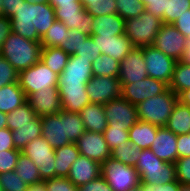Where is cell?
Instances as JSON below:
<instances>
[{
    "label": "cell",
    "instance_id": "6da1fadb",
    "mask_svg": "<svg viewBox=\"0 0 190 191\" xmlns=\"http://www.w3.org/2000/svg\"><path fill=\"white\" fill-rule=\"evenodd\" d=\"M41 49V42H34L11 32L3 42L0 55L19 73L40 61Z\"/></svg>",
    "mask_w": 190,
    "mask_h": 191
},
{
    "label": "cell",
    "instance_id": "7a4b0ae2",
    "mask_svg": "<svg viewBox=\"0 0 190 191\" xmlns=\"http://www.w3.org/2000/svg\"><path fill=\"white\" fill-rule=\"evenodd\" d=\"M135 169L141 184L158 186L176 180L175 163L164 162L151 149L141 150Z\"/></svg>",
    "mask_w": 190,
    "mask_h": 191
},
{
    "label": "cell",
    "instance_id": "3957f363",
    "mask_svg": "<svg viewBox=\"0 0 190 191\" xmlns=\"http://www.w3.org/2000/svg\"><path fill=\"white\" fill-rule=\"evenodd\" d=\"M178 102V96L170 89L140 102L137 107L138 119L157 127H165Z\"/></svg>",
    "mask_w": 190,
    "mask_h": 191
},
{
    "label": "cell",
    "instance_id": "277c9868",
    "mask_svg": "<svg viewBox=\"0 0 190 191\" xmlns=\"http://www.w3.org/2000/svg\"><path fill=\"white\" fill-rule=\"evenodd\" d=\"M162 21L146 10L138 17L125 20V34L134 47L152 46Z\"/></svg>",
    "mask_w": 190,
    "mask_h": 191
},
{
    "label": "cell",
    "instance_id": "5b68a950",
    "mask_svg": "<svg viewBox=\"0 0 190 191\" xmlns=\"http://www.w3.org/2000/svg\"><path fill=\"white\" fill-rule=\"evenodd\" d=\"M101 175L114 191H129L140 183L134 166L123 164L112 157L101 164Z\"/></svg>",
    "mask_w": 190,
    "mask_h": 191
},
{
    "label": "cell",
    "instance_id": "8992f818",
    "mask_svg": "<svg viewBox=\"0 0 190 191\" xmlns=\"http://www.w3.org/2000/svg\"><path fill=\"white\" fill-rule=\"evenodd\" d=\"M59 74L51 71L41 61L18 73V83L26 97L34 92L58 87Z\"/></svg>",
    "mask_w": 190,
    "mask_h": 191
},
{
    "label": "cell",
    "instance_id": "52a82bcc",
    "mask_svg": "<svg viewBox=\"0 0 190 191\" xmlns=\"http://www.w3.org/2000/svg\"><path fill=\"white\" fill-rule=\"evenodd\" d=\"M21 152L36 164L43 181L56 177L55 150L42 136L29 142Z\"/></svg>",
    "mask_w": 190,
    "mask_h": 191
},
{
    "label": "cell",
    "instance_id": "ba28073f",
    "mask_svg": "<svg viewBox=\"0 0 190 191\" xmlns=\"http://www.w3.org/2000/svg\"><path fill=\"white\" fill-rule=\"evenodd\" d=\"M54 11L56 20L61 21L69 30L77 29L84 35L92 36L94 17L85 10L82 4L58 5Z\"/></svg>",
    "mask_w": 190,
    "mask_h": 191
},
{
    "label": "cell",
    "instance_id": "9c48e42d",
    "mask_svg": "<svg viewBox=\"0 0 190 191\" xmlns=\"http://www.w3.org/2000/svg\"><path fill=\"white\" fill-rule=\"evenodd\" d=\"M141 48L143 49V57L146 63L148 77L158 79L169 85L177 61L166 56L153 46H145Z\"/></svg>",
    "mask_w": 190,
    "mask_h": 191
},
{
    "label": "cell",
    "instance_id": "30bf717a",
    "mask_svg": "<svg viewBox=\"0 0 190 191\" xmlns=\"http://www.w3.org/2000/svg\"><path fill=\"white\" fill-rule=\"evenodd\" d=\"M107 127H118L129 130L139 119L136 105L122 96L103 105Z\"/></svg>",
    "mask_w": 190,
    "mask_h": 191
},
{
    "label": "cell",
    "instance_id": "8fae6325",
    "mask_svg": "<svg viewBox=\"0 0 190 191\" xmlns=\"http://www.w3.org/2000/svg\"><path fill=\"white\" fill-rule=\"evenodd\" d=\"M121 96L133 105H138L147 98L159 95L169 89V85L158 79L147 77L141 81L121 84Z\"/></svg>",
    "mask_w": 190,
    "mask_h": 191
},
{
    "label": "cell",
    "instance_id": "7c38bea8",
    "mask_svg": "<svg viewBox=\"0 0 190 191\" xmlns=\"http://www.w3.org/2000/svg\"><path fill=\"white\" fill-rule=\"evenodd\" d=\"M86 91L91 103L106 104L121 97V83L118 78L92 76L86 85Z\"/></svg>",
    "mask_w": 190,
    "mask_h": 191
},
{
    "label": "cell",
    "instance_id": "4fadbf2b",
    "mask_svg": "<svg viewBox=\"0 0 190 191\" xmlns=\"http://www.w3.org/2000/svg\"><path fill=\"white\" fill-rule=\"evenodd\" d=\"M185 39L174 25L162 24L152 46L179 61L185 48Z\"/></svg>",
    "mask_w": 190,
    "mask_h": 191
},
{
    "label": "cell",
    "instance_id": "5bb4252c",
    "mask_svg": "<svg viewBox=\"0 0 190 191\" xmlns=\"http://www.w3.org/2000/svg\"><path fill=\"white\" fill-rule=\"evenodd\" d=\"M42 137L46 139L53 149L71 143L67 138L66 111L61 110L56 114L41 117Z\"/></svg>",
    "mask_w": 190,
    "mask_h": 191
},
{
    "label": "cell",
    "instance_id": "9a60e30c",
    "mask_svg": "<svg viewBox=\"0 0 190 191\" xmlns=\"http://www.w3.org/2000/svg\"><path fill=\"white\" fill-rule=\"evenodd\" d=\"M80 155L103 164L111 157V150L104 139L103 133L85 131L76 141Z\"/></svg>",
    "mask_w": 190,
    "mask_h": 191
},
{
    "label": "cell",
    "instance_id": "2e32d148",
    "mask_svg": "<svg viewBox=\"0 0 190 191\" xmlns=\"http://www.w3.org/2000/svg\"><path fill=\"white\" fill-rule=\"evenodd\" d=\"M147 77L143 49L135 47L120 62L118 79L121 84H129L141 81Z\"/></svg>",
    "mask_w": 190,
    "mask_h": 191
},
{
    "label": "cell",
    "instance_id": "e0dca14e",
    "mask_svg": "<svg viewBox=\"0 0 190 191\" xmlns=\"http://www.w3.org/2000/svg\"><path fill=\"white\" fill-rule=\"evenodd\" d=\"M93 61V59L79 58L75 54L70 55L66 67L59 75L58 85L87 84L93 76Z\"/></svg>",
    "mask_w": 190,
    "mask_h": 191
},
{
    "label": "cell",
    "instance_id": "ac0fdd59",
    "mask_svg": "<svg viewBox=\"0 0 190 191\" xmlns=\"http://www.w3.org/2000/svg\"><path fill=\"white\" fill-rule=\"evenodd\" d=\"M26 98L28 104L38 117L56 114L62 110L58 87H48L46 90L42 89L29 94Z\"/></svg>",
    "mask_w": 190,
    "mask_h": 191
},
{
    "label": "cell",
    "instance_id": "d6986e66",
    "mask_svg": "<svg viewBox=\"0 0 190 191\" xmlns=\"http://www.w3.org/2000/svg\"><path fill=\"white\" fill-rule=\"evenodd\" d=\"M101 54H106L121 62L135 47L126 34L113 36H91Z\"/></svg>",
    "mask_w": 190,
    "mask_h": 191
},
{
    "label": "cell",
    "instance_id": "ffe728a7",
    "mask_svg": "<svg viewBox=\"0 0 190 191\" xmlns=\"http://www.w3.org/2000/svg\"><path fill=\"white\" fill-rule=\"evenodd\" d=\"M86 85L87 84L58 85L62 110L79 113L90 103Z\"/></svg>",
    "mask_w": 190,
    "mask_h": 191
},
{
    "label": "cell",
    "instance_id": "44dd1931",
    "mask_svg": "<svg viewBox=\"0 0 190 191\" xmlns=\"http://www.w3.org/2000/svg\"><path fill=\"white\" fill-rule=\"evenodd\" d=\"M176 142L177 135L166 127H159L150 149L164 162L175 163L178 159Z\"/></svg>",
    "mask_w": 190,
    "mask_h": 191
},
{
    "label": "cell",
    "instance_id": "7402d4cb",
    "mask_svg": "<svg viewBox=\"0 0 190 191\" xmlns=\"http://www.w3.org/2000/svg\"><path fill=\"white\" fill-rule=\"evenodd\" d=\"M101 175V164L86 156L80 155L71 165L67 178L76 186H81Z\"/></svg>",
    "mask_w": 190,
    "mask_h": 191
},
{
    "label": "cell",
    "instance_id": "603a6c76",
    "mask_svg": "<svg viewBox=\"0 0 190 191\" xmlns=\"http://www.w3.org/2000/svg\"><path fill=\"white\" fill-rule=\"evenodd\" d=\"M10 20L13 33L34 42L41 41L33 22H31L30 3L24 2V4L17 10V13L11 17Z\"/></svg>",
    "mask_w": 190,
    "mask_h": 191
},
{
    "label": "cell",
    "instance_id": "cb8c5ba5",
    "mask_svg": "<svg viewBox=\"0 0 190 191\" xmlns=\"http://www.w3.org/2000/svg\"><path fill=\"white\" fill-rule=\"evenodd\" d=\"M92 36H113L125 34V20L117 13L97 16L93 19Z\"/></svg>",
    "mask_w": 190,
    "mask_h": 191
},
{
    "label": "cell",
    "instance_id": "d4e9b609",
    "mask_svg": "<svg viewBox=\"0 0 190 191\" xmlns=\"http://www.w3.org/2000/svg\"><path fill=\"white\" fill-rule=\"evenodd\" d=\"M86 131L103 133L108 126L105 117L104 106L97 103H89L80 112Z\"/></svg>",
    "mask_w": 190,
    "mask_h": 191
},
{
    "label": "cell",
    "instance_id": "484cf974",
    "mask_svg": "<svg viewBox=\"0 0 190 191\" xmlns=\"http://www.w3.org/2000/svg\"><path fill=\"white\" fill-rule=\"evenodd\" d=\"M55 21V11L49 3L31 4V22H33L41 39Z\"/></svg>",
    "mask_w": 190,
    "mask_h": 191
},
{
    "label": "cell",
    "instance_id": "4316f807",
    "mask_svg": "<svg viewBox=\"0 0 190 191\" xmlns=\"http://www.w3.org/2000/svg\"><path fill=\"white\" fill-rule=\"evenodd\" d=\"M159 127L138 120L128 131L129 140L141 150L150 149Z\"/></svg>",
    "mask_w": 190,
    "mask_h": 191
},
{
    "label": "cell",
    "instance_id": "83f0119b",
    "mask_svg": "<svg viewBox=\"0 0 190 191\" xmlns=\"http://www.w3.org/2000/svg\"><path fill=\"white\" fill-rule=\"evenodd\" d=\"M80 152L76 143H69L60 148L55 149V172L56 177H67L69 175L71 165L78 159Z\"/></svg>",
    "mask_w": 190,
    "mask_h": 191
},
{
    "label": "cell",
    "instance_id": "f1b7e54d",
    "mask_svg": "<svg viewBox=\"0 0 190 191\" xmlns=\"http://www.w3.org/2000/svg\"><path fill=\"white\" fill-rule=\"evenodd\" d=\"M26 95L20 88L19 83H11L0 88V111L3 113H10L15 110L26 100Z\"/></svg>",
    "mask_w": 190,
    "mask_h": 191
},
{
    "label": "cell",
    "instance_id": "f546056e",
    "mask_svg": "<svg viewBox=\"0 0 190 191\" xmlns=\"http://www.w3.org/2000/svg\"><path fill=\"white\" fill-rule=\"evenodd\" d=\"M165 127L175 135L190 133V107L178 101Z\"/></svg>",
    "mask_w": 190,
    "mask_h": 191
},
{
    "label": "cell",
    "instance_id": "4dcf8cb0",
    "mask_svg": "<svg viewBox=\"0 0 190 191\" xmlns=\"http://www.w3.org/2000/svg\"><path fill=\"white\" fill-rule=\"evenodd\" d=\"M42 135V119L36 117L33 125L20 126L18 130L12 131L15 149L22 150L29 142L41 137Z\"/></svg>",
    "mask_w": 190,
    "mask_h": 191
},
{
    "label": "cell",
    "instance_id": "1f68e13d",
    "mask_svg": "<svg viewBox=\"0 0 190 191\" xmlns=\"http://www.w3.org/2000/svg\"><path fill=\"white\" fill-rule=\"evenodd\" d=\"M70 55L59 47H42L40 61L51 71L61 74L69 61Z\"/></svg>",
    "mask_w": 190,
    "mask_h": 191
},
{
    "label": "cell",
    "instance_id": "d6a6232c",
    "mask_svg": "<svg viewBox=\"0 0 190 191\" xmlns=\"http://www.w3.org/2000/svg\"><path fill=\"white\" fill-rule=\"evenodd\" d=\"M37 117L34 110L26 101L24 104L7 114V128L11 131L18 130L20 126L33 125Z\"/></svg>",
    "mask_w": 190,
    "mask_h": 191
},
{
    "label": "cell",
    "instance_id": "836d02e7",
    "mask_svg": "<svg viewBox=\"0 0 190 191\" xmlns=\"http://www.w3.org/2000/svg\"><path fill=\"white\" fill-rule=\"evenodd\" d=\"M14 171L28 185L43 181L36 164L22 152L18 156L17 165Z\"/></svg>",
    "mask_w": 190,
    "mask_h": 191
},
{
    "label": "cell",
    "instance_id": "e575fe53",
    "mask_svg": "<svg viewBox=\"0 0 190 191\" xmlns=\"http://www.w3.org/2000/svg\"><path fill=\"white\" fill-rule=\"evenodd\" d=\"M120 62L114 58L101 54L92 63L93 76L119 77Z\"/></svg>",
    "mask_w": 190,
    "mask_h": 191
},
{
    "label": "cell",
    "instance_id": "d590c367",
    "mask_svg": "<svg viewBox=\"0 0 190 191\" xmlns=\"http://www.w3.org/2000/svg\"><path fill=\"white\" fill-rule=\"evenodd\" d=\"M141 149L134 145L129 139L120 143L111 151V157L119 162L136 166Z\"/></svg>",
    "mask_w": 190,
    "mask_h": 191
},
{
    "label": "cell",
    "instance_id": "8d00e7d4",
    "mask_svg": "<svg viewBox=\"0 0 190 191\" xmlns=\"http://www.w3.org/2000/svg\"><path fill=\"white\" fill-rule=\"evenodd\" d=\"M169 89L177 96L186 89H190V65L177 61Z\"/></svg>",
    "mask_w": 190,
    "mask_h": 191
},
{
    "label": "cell",
    "instance_id": "74e56055",
    "mask_svg": "<svg viewBox=\"0 0 190 191\" xmlns=\"http://www.w3.org/2000/svg\"><path fill=\"white\" fill-rule=\"evenodd\" d=\"M68 30L61 21L56 20L41 39L42 47H59L66 42Z\"/></svg>",
    "mask_w": 190,
    "mask_h": 191
},
{
    "label": "cell",
    "instance_id": "f35d334b",
    "mask_svg": "<svg viewBox=\"0 0 190 191\" xmlns=\"http://www.w3.org/2000/svg\"><path fill=\"white\" fill-rule=\"evenodd\" d=\"M116 13L124 20L140 16L146 7L141 0H115Z\"/></svg>",
    "mask_w": 190,
    "mask_h": 191
},
{
    "label": "cell",
    "instance_id": "ab89813d",
    "mask_svg": "<svg viewBox=\"0 0 190 191\" xmlns=\"http://www.w3.org/2000/svg\"><path fill=\"white\" fill-rule=\"evenodd\" d=\"M67 138L71 143H76L86 131L83 120L79 113L66 111Z\"/></svg>",
    "mask_w": 190,
    "mask_h": 191
},
{
    "label": "cell",
    "instance_id": "60d3db41",
    "mask_svg": "<svg viewBox=\"0 0 190 191\" xmlns=\"http://www.w3.org/2000/svg\"><path fill=\"white\" fill-rule=\"evenodd\" d=\"M189 9L190 0H170L167 4V12H164L161 21L163 24H173Z\"/></svg>",
    "mask_w": 190,
    "mask_h": 191
},
{
    "label": "cell",
    "instance_id": "b9f144b4",
    "mask_svg": "<svg viewBox=\"0 0 190 191\" xmlns=\"http://www.w3.org/2000/svg\"><path fill=\"white\" fill-rule=\"evenodd\" d=\"M115 0H88L83 7L93 17L116 14Z\"/></svg>",
    "mask_w": 190,
    "mask_h": 191
},
{
    "label": "cell",
    "instance_id": "7bdbcfd3",
    "mask_svg": "<svg viewBox=\"0 0 190 191\" xmlns=\"http://www.w3.org/2000/svg\"><path fill=\"white\" fill-rule=\"evenodd\" d=\"M0 186L3 191H27L29 187L15 171L1 173Z\"/></svg>",
    "mask_w": 190,
    "mask_h": 191
},
{
    "label": "cell",
    "instance_id": "ee69618b",
    "mask_svg": "<svg viewBox=\"0 0 190 191\" xmlns=\"http://www.w3.org/2000/svg\"><path fill=\"white\" fill-rule=\"evenodd\" d=\"M89 36L84 35L82 32H78L77 29L68 30V37L66 42L61 43V48L68 55H74L79 51V47L85 43Z\"/></svg>",
    "mask_w": 190,
    "mask_h": 191
},
{
    "label": "cell",
    "instance_id": "f6af8a7d",
    "mask_svg": "<svg viewBox=\"0 0 190 191\" xmlns=\"http://www.w3.org/2000/svg\"><path fill=\"white\" fill-rule=\"evenodd\" d=\"M103 136L108 147L112 151L120 143L129 139V131L118 127H106Z\"/></svg>",
    "mask_w": 190,
    "mask_h": 191
},
{
    "label": "cell",
    "instance_id": "bcb514c9",
    "mask_svg": "<svg viewBox=\"0 0 190 191\" xmlns=\"http://www.w3.org/2000/svg\"><path fill=\"white\" fill-rule=\"evenodd\" d=\"M11 83H18V73L8 60L0 55V88Z\"/></svg>",
    "mask_w": 190,
    "mask_h": 191
},
{
    "label": "cell",
    "instance_id": "7dc6e473",
    "mask_svg": "<svg viewBox=\"0 0 190 191\" xmlns=\"http://www.w3.org/2000/svg\"><path fill=\"white\" fill-rule=\"evenodd\" d=\"M20 153L18 149L0 151V174L14 171Z\"/></svg>",
    "mask_w": 190,
    "mask_h": 191
},
{
    "label": "cell",
    "instance_id": "c3c4849f",
    "mask_svg": "<svg viewBox=\"0 0 190 191\" xmlns=\"http://www.w3.org/2000/svg\"><path fill=\"white\" fill-rule=\"evenodd\" d=\"M175 167L176 180L181 185H190V156L178 158Z\"/></svg>",
    "mask_w": 190,
    "mask_h": 191
},
{
    "label": "cell",
    "instance_id": "681fc988",
    "mask_svg": "<svg viewBox=\"0 0 190 191\" xmlns=\"http://www.w3.org/2000/svg\"><path fill=\"white\" fill-rule=\"evenodd\" d=\"M47 191H77V187L67 177L46 179Z\"/></svg>",
    "mask_w": 190,
    "mask_h": 191
},
{
    "label": "cell",
    "instance_id": "f907efd6",
    "mask_svg": "<svg viewBox=\"0 0 190 191\" xmlns=\"http://www.w3.org/2000/svg\"><path fill=\"white\" fill-rule=\"evenodd\" d=\"M75 55L79 58L95 60L101 55V53L97 45L94 43L93 38L88 37L85 43L79 47V51L76 52Z\"/></svg>",
    "mask_w": 190,
    "mask_h": 191
},
{
    "label": "cell",
    "instance_id": "816d5d0a",
    "mask_svg": "<svg viewBox=\"0 0 190 191\" xmlns=\"http://www.w3.org/2000/svg\"><path fill=\"white\" fill-rule=\"evenodd\" d=\"M146 11L162 19L164 12H167V4L170 0H141Z\"/></svg>",
    "mask_w": 190,
    "mask_h": 191
},
{
    "label": "cell",
    "instance_id": "f5cc1de1",
    "mask_svg": "<svg viewBox=\"0 0 190 191\" xmlns=\"http://www.w3.org/2000/svg\"><path fill=\"white\" fill-rule=\"evenodd\" d=\"M77 191H114L100 175L98 178L77 187Z\"/></svg>",
    "mask_w": 190,
    "mask_h": 191
},
{
    "label": "cell",
    "instance_id": "db71d44e",
    "mask_svg": "<svg viewBox=\"0 0 190 191\" xmlns=\"http://www.w3.org/2000/svg\"><path fill=\"white\" fill-rule=\"evenodd\" d=\"M172 25H174L185 38H190V9L181 15Z\"/></svg>",
    "mask_w": 190,
    "mask_h": 191
},
{
    "label": "cell",
    "instance_id": "11a10c76",
    "mask_svg": "<svg viewBox=\"0 0 190 191\" xmlns=\"http://www.w3.org/2000/svg\"><path fill=\"white\" fill-rule=\"evenodd\" d=\"M178 158L190 156V133L177 135Z\"/></svg>",
    "mask_w": 190,
    "mask_h": 191
},
{
    "label": "cell",
    "instance_id": "9f6ffc18",
    "mask_svg": "<svg viewBox=\"0 0 190 191\" xmlns=\"http://www.w3.org/2000/svg\"><path fill=\"white\" fill-rule=\"evenodd\" d=\"M15 149L12 131L9 128L0 129V151Z\"/></svg>",
    "mask_w": 190,
    "mask_h": 191
},
{
    "label": "cell",
    "instance_id": "6f0895ef",
    "mask_svg": "<svg viewBox=\"0 0 190 191\" xmlns=\"http://www.w3.org/2000/svg\"><path fill=\"white\" fill-rule=\"evenodd\" d=\"M24 2V0H3V15L8 18L13 17Z\"/></svg>",
    "mask_w": 190,
    "mask_h": 191
},
{
    "label": "cell",
    "instance_id": "680465c9",
    "mask_svg": "<svg viewBox=\"0 0 190 191\" xmlns=\"http://www.w3.org/2000/svg\"><path fill=\"white\" fill-rule=\"evenodd\" d=\"M12 32L11 20L5 15H0V52L2 50L3 42Z\"/></svg>",
    "mask_w": 190,
    "mask_h": 191
},
{
    "label": "cell",
    "instance_id": "91938a15",
    "mask_svg": "<svg viewBox=\"0 0 190 191\" xmlns=\"http://www.w3.org/2000/svg\"><path fill=\"white\" fill-rule=\"evenodd\" d=\"M180 183L175 180L173 182H170L168 184H162V185H151L152 191H179L180 189Z\"/></svg>",
    "mask_w": 190,
    "mask_h": 191
},
{
    "label": "cell",
    "instance_id": "94428289",
    "mask_svg": "<svg viewBox=\"0 0 190 191\" xmlns=\"http://www.w3.org/2000/svg\"><path fill=\"white\" fill-rule=\"evenodd\" d=\"M179 62L190 65V38L185 39V48Z\"/></svg>",
    "mask_w": 190,
    "mask_h": 191
},
{
    "label": "cell",
    "instance_id": "6125c7cd",
    "mask_svg": "<svg viewBox=\"0 0 190 191\" xmlns=\"http://www.w3.org/2000/svg\"><path fill=\"white\" fill-rule=\"evenodd\" d=\"M178 101L187 107H190V89H186L178 95Z\"/></svg>",
    "mask_w": 190,
    "mask_h": 191
},
{
    "label": "cell",
    "instance_id": "be15d7a7",
    "mask_svg": "<svg viewBox=\"0 0 190 191\" xmlns=\"http://www.w3.org/2000/svg\"><path fill=\"white\" fill-rule=\"evenodd\" d=\"M49 4L55 8L58 5L82 4L80 0H50Z\"/></svg>",
    "mask_w": 190,
    "mask_h": 191
},
{
    "label": "cell",
    "instance_id": "e7e4bbea",
    "mask_svg": "<svg viewBox=\"0 0 190 191\" xmlns=\"http://www.w3.org/2000/svg\"><path fill=\"white\" fill-rule=\"evenodd\" d=\"M27 191H47L45 181L29 185Z\"/></svg>",
    "mask_w": 190,
    "mask_h": 191
},
{
    "label": "cell",
    "instance_id": "03108f58",
    "mask_svg": "<svg viewBox=\"0 0 190 191\" xmlns=\"http://www.w3.org/2000/svg\"><path fill=\"white\" fill-rule=\"evenodd\" d=\"M129 191H152V189H151V185L139 183L137 186H135Z\"/></svg>",
    "mask_w": 190,
    "mask_h": 191
},
{
    "label": "cell",
    "instance_id": "003e7915",
    "mask_svg": "<svg viewBox=\"0 0 190 191\" xmlns=\"http://www.w3.org/2000/svg\"><path fill=\"white\" fill-rule=\"evenodd\" d=\"M7 127V114L0 111V129Z\"/></svg>",
    "mask_w": 190,
    "mask_h": 191
},
{
    "label": "cell",
    "instance_id": "a7ac6f4b",
    "mask_svg": "<svg viewBox=\"0 0 190 191\" xmlns=\"http://www.w3.org/2000/svg\"><path fill=\"white\" fill-rule=\"evenodd\" d=\"M25 2H28L30 4L38 3V4H43V3H49L50 0H24Z\"/></svg>",
    "mask_w": 190,
    "mask_h": 191
},
{
    "label": "cell",
    "instance_id": "89a4df30",
    "mask_svg": "<svg viewBox=\"0 0 190 191\" xmlns=\"http://www.w3.org/2000/svg\"><path fill=\"white\" fill-rule=\"evenodd\" d=\"M179 191H190V185H180Z\"/></svg>",
    "mask_w": 190,
    "mask_h": 191
},
{
    "label": "cell",
    "instance_id": "2644e50d",
    "mask_svg": "<svg viewBox=\"0 0 190 191\" xmlns=\"http://www.w3.org/2000/svg\"><path fill=\"white\" fill-rule=\"evenodd\" d=\"M3 0H0V15H3Z\"/></svg>",
    "mask_w": 190,
    "mask_h": 191
},
{
    "label": "cell",
    "instance_id": "8c879c8a",
    "mask_svg": "<svg viewBox=\"0 0 190 191\" xmlns=\"http://www.w3.org/2000/svg\"><path fill=\"white\" fill-rule=\"evenodd\" d=\"M88 0H80V2L82 3V5H84Z\"/></svg>",
    "mask_w": 190,
    "mask_h": 191
}]
</instances>
